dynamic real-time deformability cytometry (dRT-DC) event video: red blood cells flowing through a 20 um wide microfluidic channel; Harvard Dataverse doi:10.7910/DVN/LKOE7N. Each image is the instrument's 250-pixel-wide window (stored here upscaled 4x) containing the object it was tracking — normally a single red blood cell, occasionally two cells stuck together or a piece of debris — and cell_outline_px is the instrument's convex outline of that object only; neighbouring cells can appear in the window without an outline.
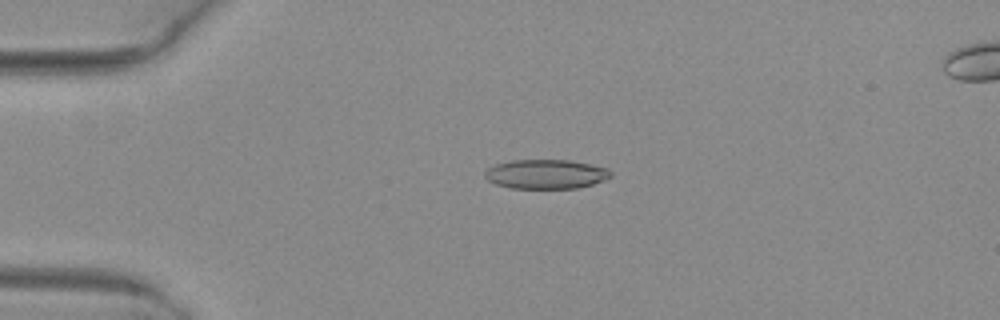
{"species": "common noctule bat (a hibernating species)", "species_latin": "Nyctalus noctula", "temperature_condition": "warm", "stored_images_in_passage": 44, "camera_frame_rate_fps": 3000, "um_per_image_px": 0.085, "animal": {"sex": "female", "body_mass_g": 29.2, "forearm_length_mm": 56.3}, "frame": {"image": 1, "passage_image": 5, "time_ms": 1.333, "image_size_px": [1000, 320], "cell_outline_px": [[612, 176], [604, 180], [592, 184], [576, 188], [512, 188], [496, 184], [488, 180], [484, 176], [484, 172], [488, 168], [496, 164], [512, 160], [568, 160], [608, 168], [612, 172]], "centroid_in_image_um": [46.4, 14.8], "position_along_channel_um": 38.6, "area_um2": 21.39}}
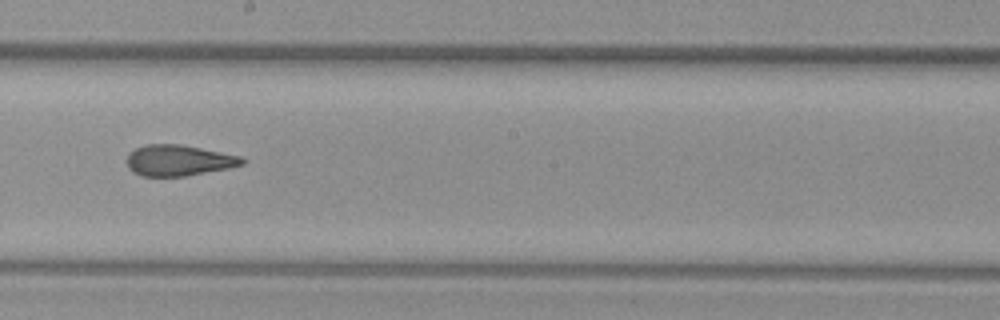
{"frame": {"image": 2, "passage_image": 22, "time_ms": 7.0, "image_size_px": [1000, 320], "cell_outline_px": [[248, 160], [244, 164], [228, 168], [184, 176], [140, 176], [132, 172], [128, 168], [128, 152], [136, 148], [148, 144], [180, 144], [240, 156]], "centroid_in_image_um": [15.17, 13.63], "position_along_channel_um": 233.0, "area_um2": 20.69}}
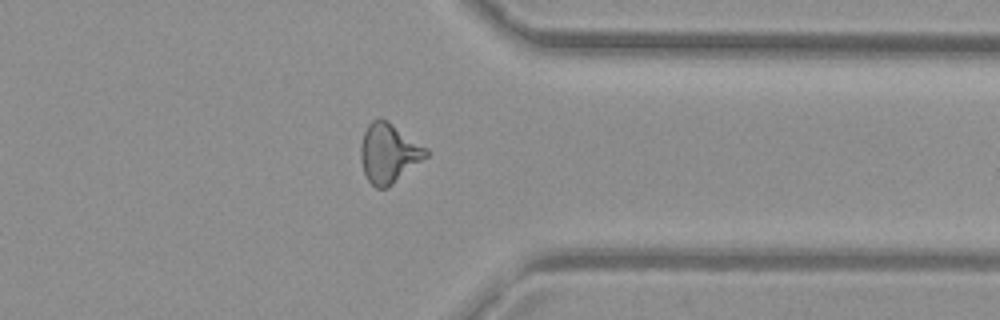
{"frame": {"image": 3, "passage_image": 33, "time_ms": 10.667, "image_size_px": [1000, 320], "cell_outline_px": [[428, 156], [388, 188], [376, 188], [368, 180], [364, 172], [360, 160], [360, 144], [364, 132], [368, 124], [372, 120], [380, 116], [388, 120], [428, 148]], "centroid_in_image_um": [33.04, 12.99], "position_along_channel_um": 378.4, "area_um2": 22.95}, "authors_computed_cell_mechanics": {"area_um2": 21.6172, "velocity_mm_per_s": 4.1029, "shape_relaxation_time_tau1_ms": null, "shape_relaxation_time_tau2_ms": 1.6307, "deformation_change_tau1": null, "deformation_change_tau2": 0.1024}}